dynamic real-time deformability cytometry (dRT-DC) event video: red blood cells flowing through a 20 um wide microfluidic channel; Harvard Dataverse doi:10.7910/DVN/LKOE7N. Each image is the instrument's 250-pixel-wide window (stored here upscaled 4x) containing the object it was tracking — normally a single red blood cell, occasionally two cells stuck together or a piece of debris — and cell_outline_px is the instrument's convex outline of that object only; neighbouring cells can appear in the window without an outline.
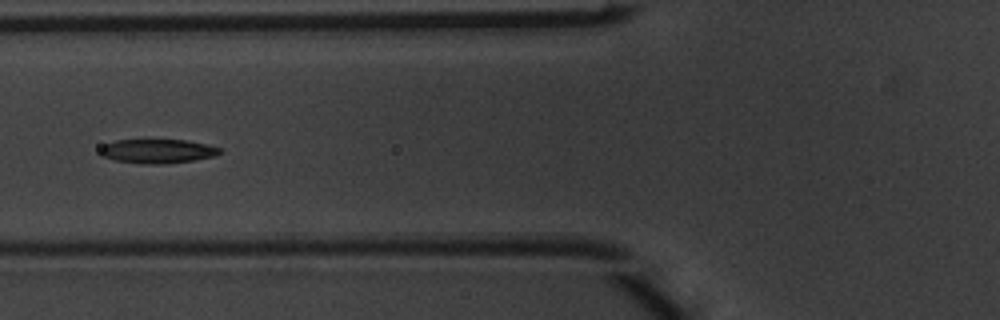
{"species": "common noctule bat (a hibernating species)", "species_latin": "Nyctalus noctula", "temperature_condition": "warm", "stored_images_in_passage": 3, "camera_frame_rate_fps": 3000, "um_per_image_px": 0.085, "animal": {"sex": "male", "body_mass_g": 20.1, "forearm_length_mm": 53.5}, "frame": {"image": 1, "passage_image": 3, "time_ms": 0.667, "image_size_px": [1000, 320], "cell_outline_px": [[224, 152], [216, 156], [196, 160], [164, 164], [148, 164], [116, 160], [100, 156], [96, 152], [104, 144], [116, 140], [188, 140], [208, 144], [220, 148]], "centroid_in_image_um": [13.41, 12.85], "position_along_channel_um": 112.4, "area_um2": 17.11}}